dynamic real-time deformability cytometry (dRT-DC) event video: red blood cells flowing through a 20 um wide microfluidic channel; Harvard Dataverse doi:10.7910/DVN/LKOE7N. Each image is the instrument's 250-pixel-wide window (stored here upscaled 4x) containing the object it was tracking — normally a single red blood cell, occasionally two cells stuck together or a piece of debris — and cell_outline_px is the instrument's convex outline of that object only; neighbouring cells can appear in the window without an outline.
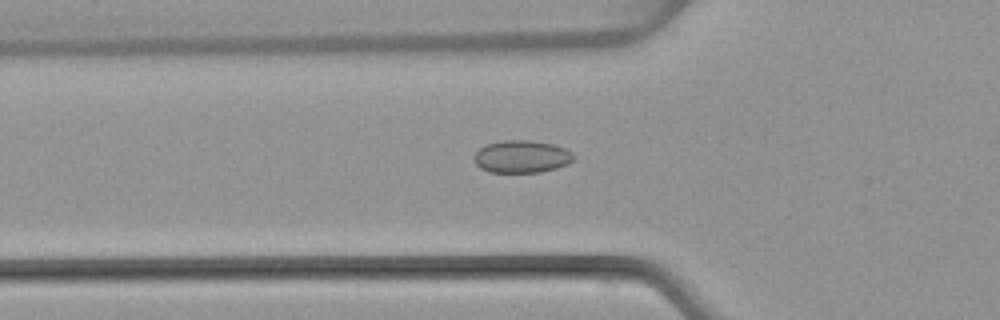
{"species": "common noctule bat (a hibernating species)", "species_latin": "Nyctalus noctula", "temperature_condition": "warm", "stored_images_in_passage": 35, "camera_frame_rate_fps": 3000, "um_per_image_px": 0.085, "animal": {"sex": "female", "body_mass_g": 22.7, "forearm_length_mm": 54.2}, "frame": {"image": 1, "passage_image": 2, "time_ms": 0.333, "image_size_px": [1000, 320], "cell_outline_px": [[572, 160], [568, 164], [556, 168], [540, 172], [488, 172], [480, 168], [472, 160], [472, 156], [480, 148], [488, 144], [504, 140], [528, 140], [552, 144], [564, 148], [572, 152]], "centroid_in_image_um": [44.29, 13.32], "position_along_channel_um": 81.5, "area_um2": 18.79}}
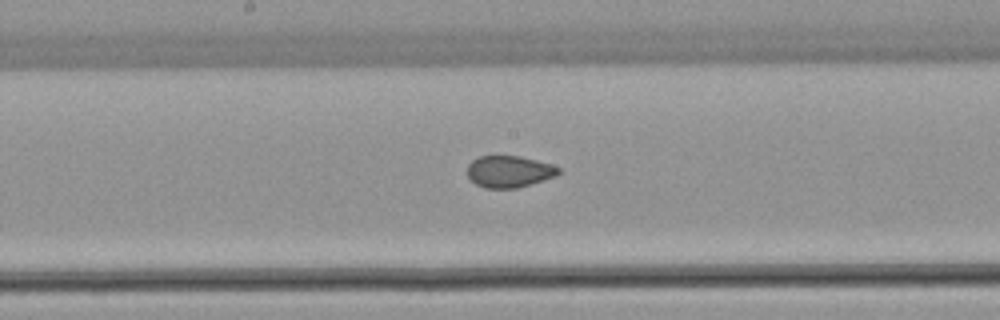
{"frame": {"image": 2, "passage_image": 11, "time_ms": 3.333, "image_size_px": [1000, 320], "cell_outline_px": [[560, 172], [556, 176], [544, 180], [516, 188], [484, 188], [476, 184], [468, 176], [468, 164], [472, 160], [480, 156], [520, 156], [536, 160], [560, 168]], "centroid_in_image_um": [43.26, 14.58], "position_along_channel_um": 204.9, "area_um2": 16.7}}
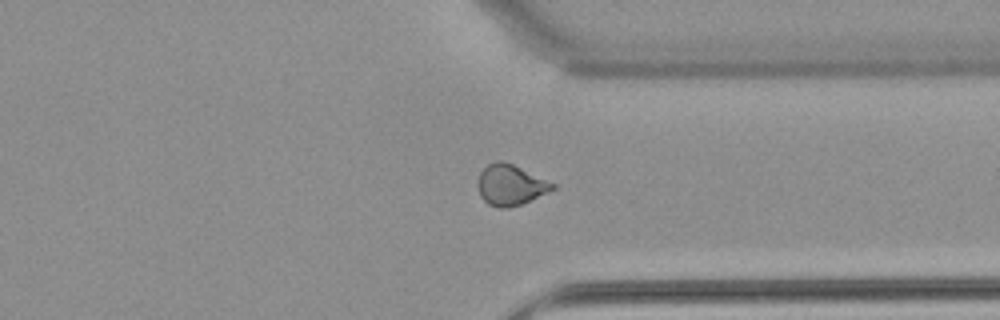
{"frame": {"image": 3, "passage_image": 23, "time_ms": 7.333, "image_size_px": [1000, 320], "cell_outline_px": [[556, 188], [520, 204], [508, 208], [496, 208], [488, 204], [480, 196], [476, 184], [480, 172], [488, 164], [496, 160], [504, 160], [556, 184]], "centroid_in_image_um": [43.35, 15.71], "position_along_channel_um": 368.1, "area_um2": 17.74}, "authors_computed_cell_mechanics": {"area_um2": 17.7446, "velocity_mm_per_s": 4.0918, "shape_relaxation_time_tau1_ms": null, "shape_relaxation_time_tau2_ms": 1.3908, "deformation_change_tau1": null, "deformation_change_tau2": 0.0508}}